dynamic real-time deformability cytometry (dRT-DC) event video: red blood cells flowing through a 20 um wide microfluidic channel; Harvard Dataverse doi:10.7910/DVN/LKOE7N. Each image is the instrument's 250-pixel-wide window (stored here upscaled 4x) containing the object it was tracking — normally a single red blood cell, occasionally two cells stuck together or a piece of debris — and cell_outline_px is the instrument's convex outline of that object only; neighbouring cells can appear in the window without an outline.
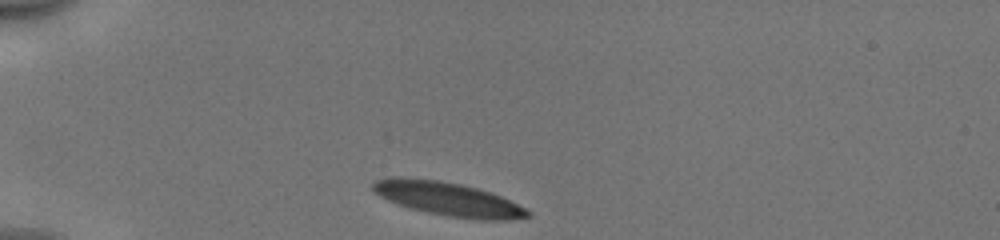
{"species": "human", "species_latin": "Homo sapiens", "temperature_condition": "cold", "stored_images_in_passage": 32, "camera_frame_rate_fps": 3000, "um_per_image_px": 0.085, "donor": {"sex": "male"}, "frame": {"image": 1, "passage_image": 1, "time_ms": 0.0, "image_size_px": [1000, 240], "cell_outline_px": [[532, 216], [504, 220], [484, 220], [452, 216], [428, 212], [412, 208], [388, 200], [372, 192], [372, 184], [376, 180], [392, 176], [400, 176], [440, 180], [460, 184], [476, 188], [500, 196], [532, 212]], "centroid_in_image_um": [38.04, 16.89], "position_along_channel_um": 47.0, "area_um2": 30.0}}
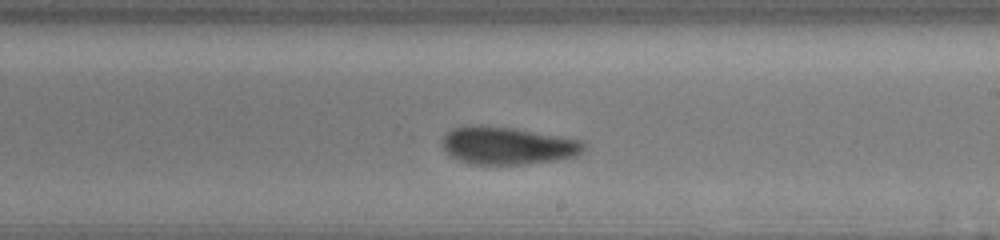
{"frame": {"image": 2, "passage_image": 19, "time_ms": 6.0, "image_size_px": [1000, 240], "cell_outline_px": [[588, 148], [576, 156], [552, 160], [524, 164], [472, 164], [460, 160], [452, 156], [444, 148], [444, 136], [452, 128], [468, 124], [480, 124], [516, 128], [580, 140]], "centroid_in_image_um": [43.15, 12.35], "position_along_channel_um": 245.9, "area_um2": 30.92}}
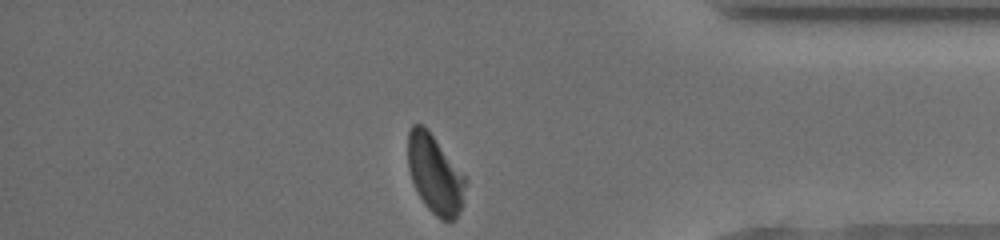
{"frame": {"image": 3, "passage_image": 32, "time_ms": 10.333, "image_size_px": [1000, 240], "cell_outline_px": [[468, 180], [460, 212], [452, 220], [440, 220], [424, 204], [412, 180], [408, 168], [408, 132], [412, 124], [420, 124], [428, 128]], "centroid_in_image_um": [36.98, 14.79], "position_along_channel_um": 398.2, "area_um2": 26.41}, "authors_computed_cell_mechanics": {"area_um2": 30.8074, "velocity_mm_per_s": 3.938, "shape_relaxation_time_tau1_ms": 3.6206, "shape_relaxation_time_tau2_ms": 1.2478, "deformation_change_tau1": 0.1805, "deformation_change_tau2": 0.0694}}